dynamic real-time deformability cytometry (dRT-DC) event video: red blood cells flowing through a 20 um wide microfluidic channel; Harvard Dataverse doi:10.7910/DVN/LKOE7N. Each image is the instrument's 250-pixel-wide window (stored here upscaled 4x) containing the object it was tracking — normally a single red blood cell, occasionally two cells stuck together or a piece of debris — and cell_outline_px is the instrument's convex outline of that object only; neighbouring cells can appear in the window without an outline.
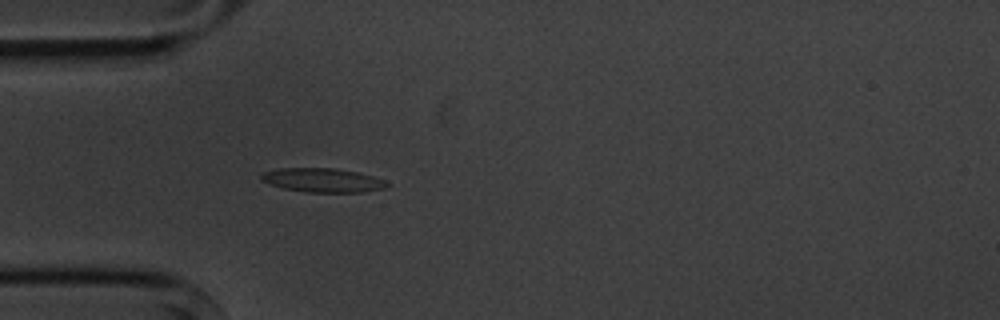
{"species": "common noctule bat (a hibernating species)", "species_latin": "Nyctalus noctula", "temperature_condition": "cold", "stored_images_in_passage": 5, "camera_frame_rate_fps": 3000, "um_per_image_px": 0.085, "animal": {"sex": "male", "body_mass_g": 20.1, "forearm_length_mm": 53.5}, "frame": {"image": 1, "passage_image": 5, "time_ms": 4.667, "image_size_px": [1000, 320], "cell_outline_px": [[392, 184], [384, 188], [360, 192], [304, 192], [284, 188], [260, 180], [260, 172], [276, 168], [336, 168], [356, 172], [372, 176], [384, 180]], "centroid_in_image_um": [27.39, 15.31], "position_along_channel_um": 57.6, "area_um2": 17.63}}